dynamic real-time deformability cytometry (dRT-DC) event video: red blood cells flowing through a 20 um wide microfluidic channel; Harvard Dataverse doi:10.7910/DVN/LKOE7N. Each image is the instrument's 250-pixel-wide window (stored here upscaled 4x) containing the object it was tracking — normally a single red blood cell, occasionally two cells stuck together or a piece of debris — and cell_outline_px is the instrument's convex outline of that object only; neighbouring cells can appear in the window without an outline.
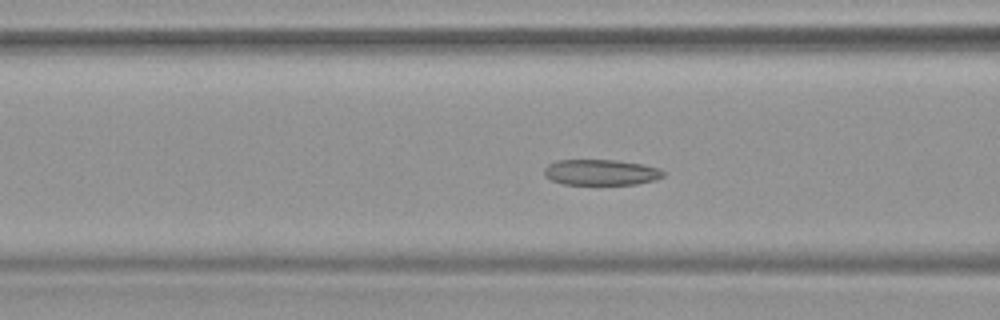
{"species": "common noctule bat (a hibernating species)", "species_latin": "Nyctalus noctula", "temperature_condition": "warm", "stored_images_in_passage": 53, "camera_frame_rate_fps": 3000, "um_per_image_px": 0.085, "animal": {"sex": "female", "body_mass_g": 19.9}, "frame": {"image": 1, "passage_image": 21, "time_ms": 6.667, "image_size_px": [1000, 320], "cell_outline_px": [[664, 176], [656, 180], [636, 184], [564, 184], [552, 180], [544, 176], [544, 168], [548, 164], [556, 160], [616, 160], [644, 164], [660, 168], [664, 172]], "centroid_in_image_um": [51.1, 14.64], "position_along_channel_um": 115.5, "area_um2": 17.98}}
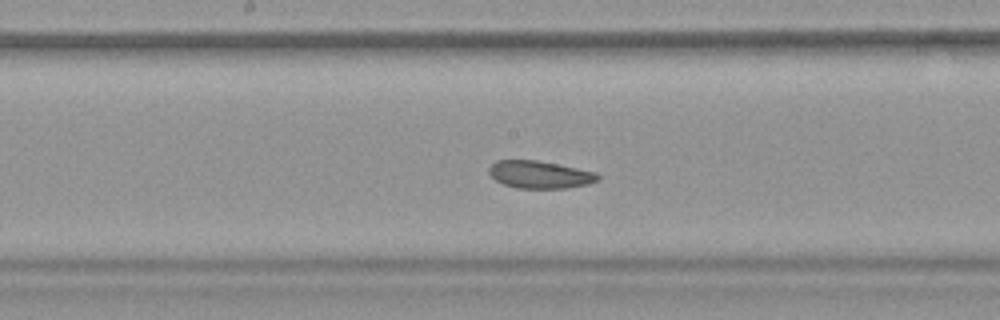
{"frame": {"image": 2, "passage_image": 28, "time_ms": 9.0, "image_size_px": [1000, 320], "cell_outline_px": [[600, 180], [588, 184], [568, 188], [516, 188], [504, 184], [496, 180], [488, 172], [488, 168], [496, 160], [536, 160], [596, 172], [600, 176]], "centroid_in_image_um": [45.89, 14.84], "position_along_channel_um": 202.3, "area_um2": 17.4}}
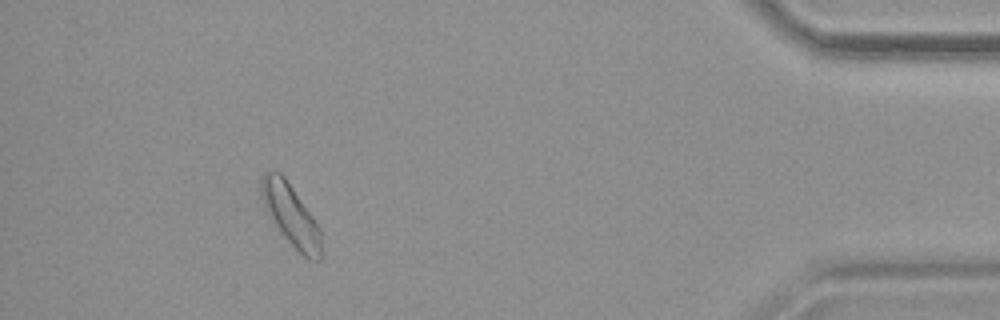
{"frame": {"image": 3, "passage_image": 49, "time_ms": 16.0, "image_size_px": [1000, 320], "cell_outline_px": [[320, 260], [308, 260], [288, 240], [276, 224], [264, 204], [260, 196], [260, 176], [264, 172], [280, 172], [284, 176], [312, 216], [320, 228]], "centroid_in_image_um": [24.7, 18.23], "position_along_channel_um": 410.5, "area_um2": 20.69}, "authors_computed_cell_mechanics": {"area_um2": 19.1318, "velocity_mm_per_s": 3.7336, "shape_relaxation_time_tau1_ms": 3.1541, "shape_relaxation_time_tau2_ms": 3.7005, "deformation_change_tau1": 0.0959, "deformation_change_tau2": 0.0934}}